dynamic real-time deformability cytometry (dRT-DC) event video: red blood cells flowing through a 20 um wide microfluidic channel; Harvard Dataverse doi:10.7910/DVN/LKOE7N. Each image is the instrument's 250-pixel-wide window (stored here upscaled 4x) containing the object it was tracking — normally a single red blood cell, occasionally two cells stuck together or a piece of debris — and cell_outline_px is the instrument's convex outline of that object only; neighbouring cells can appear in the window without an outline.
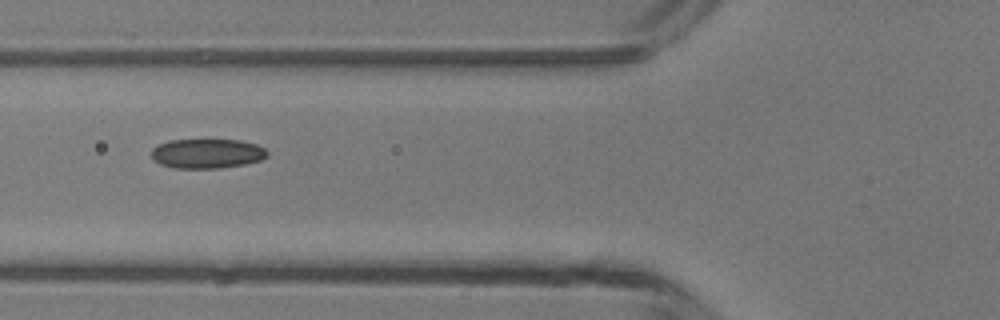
{"species": "common noctule bat (a hibernating species)", "species_latin": "Nyctalus noctula", "temperature_condition": "room temperature", "stored_images_in_passage": 6, "camera_frame_rate_fps": 3000, "um_per_image_px": 0.085, "animal": {"sex": "male", "body_mass_g": 13.3}, "frame": {"image": 1, "passage_image": 5, "time_ms": 4.667, "image_size_px": [1000, 320], "cell_outline_px": [[268, 156], [260, 160], [244, 164], [220, 168], [176, 168], [160, 164], [152, 160], [152, 148], [168, 140], [240, 140], [256, 144], [264, 148], [268, 152]], "centroid_in_image_um": [17.6, 13.05], "position_along_channel_um": 108.2, "area_um2": 19.94}}
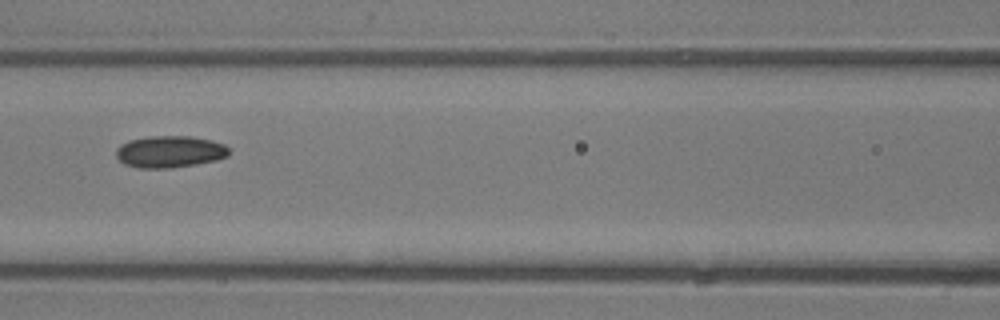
{"frame": {"image": 2, "passage_image": 6, "time_ms": 5.667, "image_size_px": [1000, 320], "cell_outline_px": [[228, 156], [216, 160], [196, 164], [168, 168], [140, 168], [124, 164], [116, 156], [116, 148], [120, 144], [128, 140], [148, 136], [188, 136], [212, 140], [224, 144], [228, 148]], "centroid_in_image_um": [14.4, 12.89], "position_along_channel_um": 152.2, "area_um2": 20.98}}